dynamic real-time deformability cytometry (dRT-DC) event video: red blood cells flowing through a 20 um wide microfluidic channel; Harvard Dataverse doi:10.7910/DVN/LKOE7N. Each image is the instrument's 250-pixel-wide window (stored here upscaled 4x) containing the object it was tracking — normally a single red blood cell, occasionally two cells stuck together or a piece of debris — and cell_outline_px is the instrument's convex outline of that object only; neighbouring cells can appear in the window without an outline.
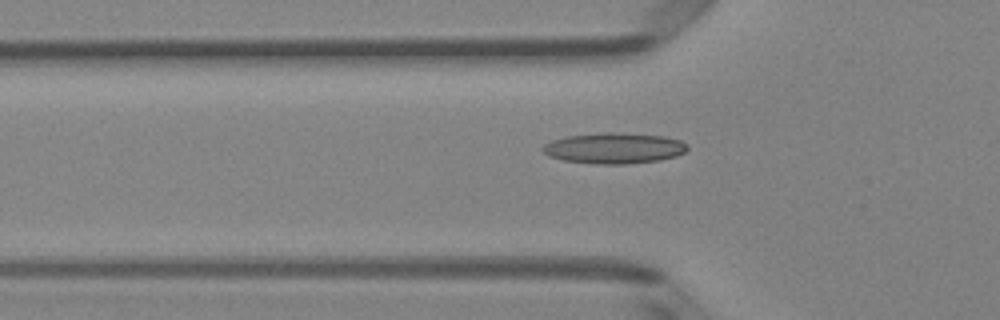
{"species": "Egyptian fruit bat (a non-hibernating species)", "species_latin": "Rousettus aegyptiacus", "temperature_condition": "room temperature", "stored_images_in_passage": 51, "camera_frame_rate_fps": 3000, "um_per_image_px": 0.085, "animal": {"sex": "female"}, "frame": {"image": 1, "passage_image": 17, "time_ms": 5.333, "image_size_px": [1000, 320], "cell_outline_px": [[688, 148], [684, 152], [676, 156], [660, 160], [624, 164], [596, 164], [564, 160], [548, 156], [540, 148], [544, 144], [552, 140], [568, 136], [600, 132], [612, 132], [664, 136], [680, 140], [688, 144]], "centroid_in_image_um": [52.19, 12.59], "position_along_channel_um": 73.6, "area_um2": 26.01}}
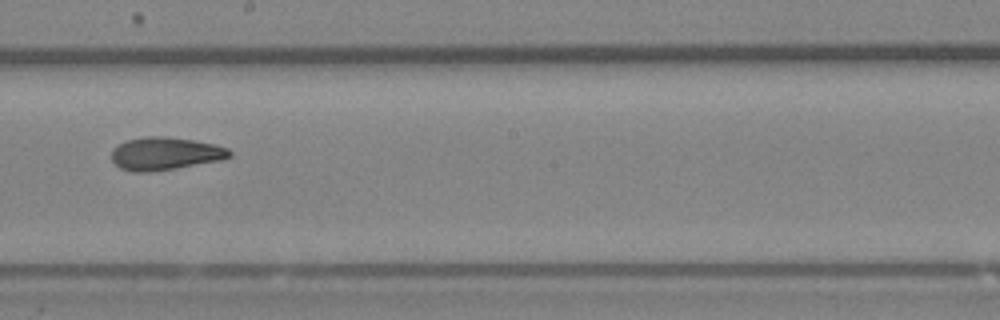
{"frame": {"image": 2, "passage_image": 29, "time_ms": 9.333, "image_size_px": [1000, 320], "cell_outline_px": [[232, 156], [224, 160], [152, 172], [132, 172], [120, 168], [112, 160], [112, 148], [128, 140], [148, 136], [164, 136], [192, 140], [216, 144], [228, 148], [232, 152]], "centroid_in_image_um": [14.08, 13.07], "position_along_channel_um": 234.1, "area_um2": 22.72}}
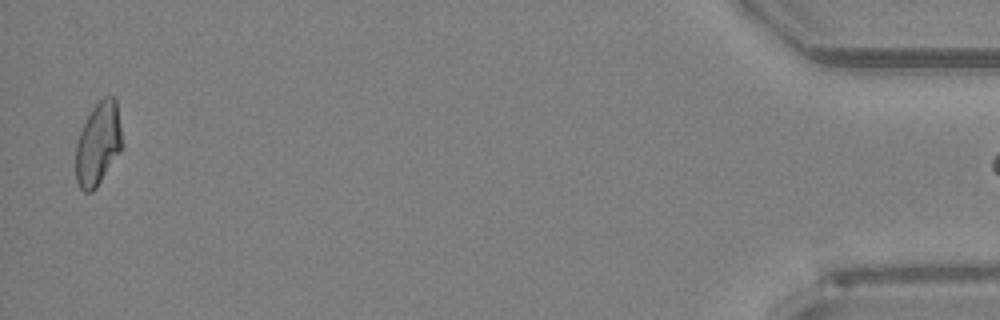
{"frame": {"image": 3, "passage_image": 50, "time_ms": 16.333, "image_size_px": [1000, 320], "cell_outline_px": [[124, 144], [120, 152], [96, 188], [92, 192], [84, 192], [80, 188], [76, 180], [76, 144], [80, 132], [92, 108], [104, 96], [112, 96], [116, 100]], "centroid_in_image_um": [8.36, 12.24], "position_along_channel_um": 426.8, "area_um2": 22.48}}